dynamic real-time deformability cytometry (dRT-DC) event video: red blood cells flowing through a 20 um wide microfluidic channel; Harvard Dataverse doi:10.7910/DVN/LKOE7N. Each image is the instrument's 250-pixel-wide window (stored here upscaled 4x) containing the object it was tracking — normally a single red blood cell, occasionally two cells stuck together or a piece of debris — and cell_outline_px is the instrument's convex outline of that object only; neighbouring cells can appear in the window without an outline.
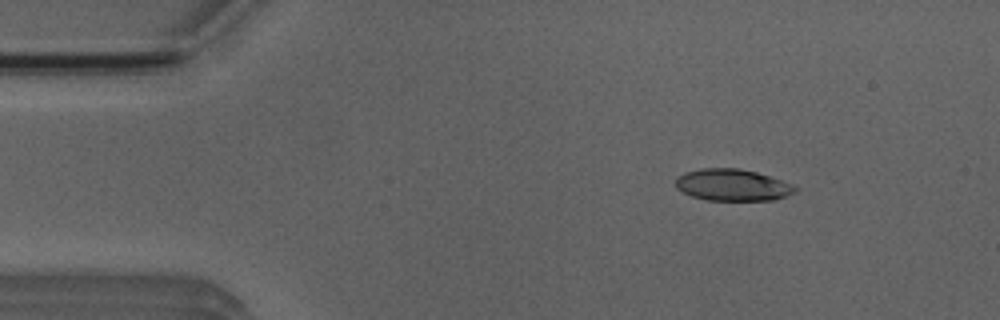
{"species": "Egyptian fruit bat (a non-hibernating species)", "species_latin": "Rousettus aegyptiacus", "temperature_condition": "room temperature", "stored_images_in_passage": 46, "camera_frame_rate_fps": 3000, "um_per_image_px": 0.085, "animal": {"sex": "male"}, "frame": {"image": 1, "passage_image": 7, "time_ms": 2.0, "image_size_px": [1000, 320], "cell_outline_px": [[800, 188], [796, 192], [772, 200], [708, 200], [692, 196], [676, 188], [676, 176], [684, 172], [700, 168], [736, 168], [756, 172], [792, 184]], "centroid_in_image_um": [62.24, 15.72], "position_along_channel_um": 22.8, "area_um2": 22.02}}
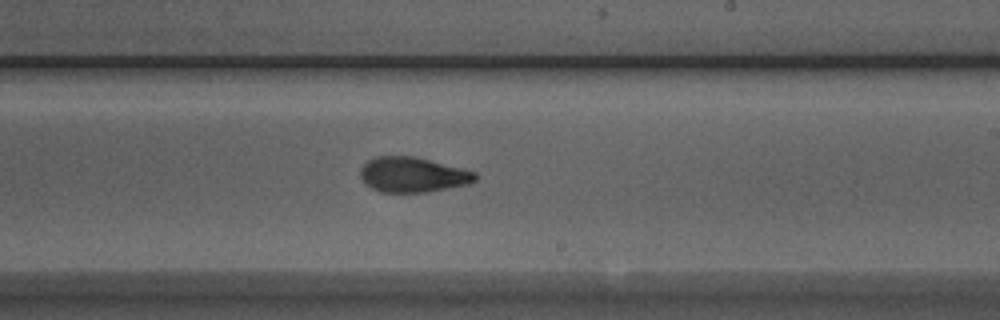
{"frame": {"image": 2, "passage_image": 30, "time_ms": 9.667, "image_size_px": [1000, 320], "cell_outline_px": [[476, 180], [468, 184], [424, 192], [380, 192], [372, 188], [360, 176], [360, 168], [368, 160], [376, 156], [416, 156], [476, 172]], "centroid_in_image_um": [35.07, 14.84], "position_along_channel_um": 253.9, "area_um2": 23.29}}
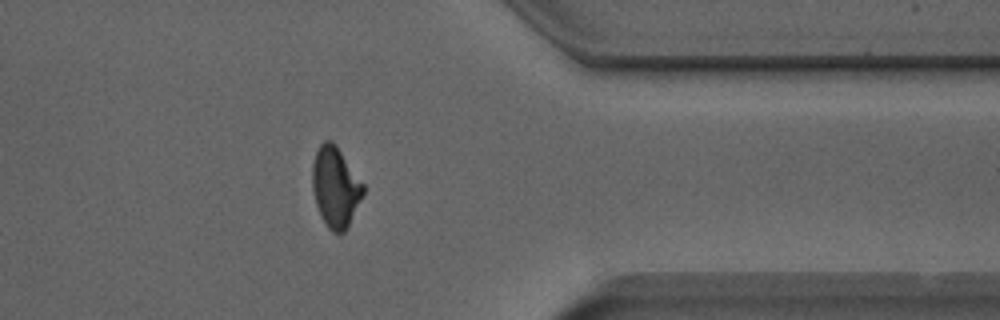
{"frame": {"image": 3, "passage_image": 41, "time_ms": 13.333, "image_size_px": [1000, 320], "cell_outline_px": [[364, 192], [344, 232], [332, 232], [328, 228], [320, 216], [316, 204], [312, 188], [312, 164], [316, 148], [324, 140], [332, 140], [336, 144], [364, 184]], "centroid_in_image_um": [28.48, 15.85], "position_along_channel_um": 382.9, "area_um2": 23.76}}